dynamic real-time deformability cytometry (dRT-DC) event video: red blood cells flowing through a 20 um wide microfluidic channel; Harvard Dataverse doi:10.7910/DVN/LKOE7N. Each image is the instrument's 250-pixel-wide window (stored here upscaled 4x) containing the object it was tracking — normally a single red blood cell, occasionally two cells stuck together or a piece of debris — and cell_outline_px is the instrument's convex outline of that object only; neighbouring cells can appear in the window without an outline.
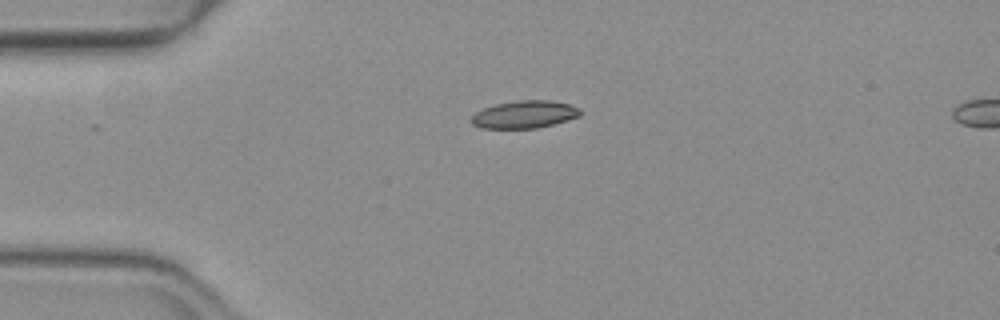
{"species": "common noctule bat (a hibernating species)", "species_latin": "Nyctalus noctula", "temperature_condition": "warm", "stored_images_in_passage": 36, "camera_frame_rate_fps": 3000, "um_per_image_px": 0.085, "animal": {"sex": "female", "body_mass_g": 19.3, "forearm_length_mm": 54.1}, "frame": {"image": 1, "passage_image": 1, "time_ms": 0.0, "image_size_px": [1000, 320], "cell_outline_px": [[580, 116], [568, 120], [536, 128], [480, 128], [472, 124], [468, 120], [476, 112], [484, 108], [496, 104], [516, 100], [552, 100], [568, 104], [580, 108]], "centroid_in_image_um": [44.56, 9.72], "position_along_channel_um": 40.4, "area_um2": 17.51}}
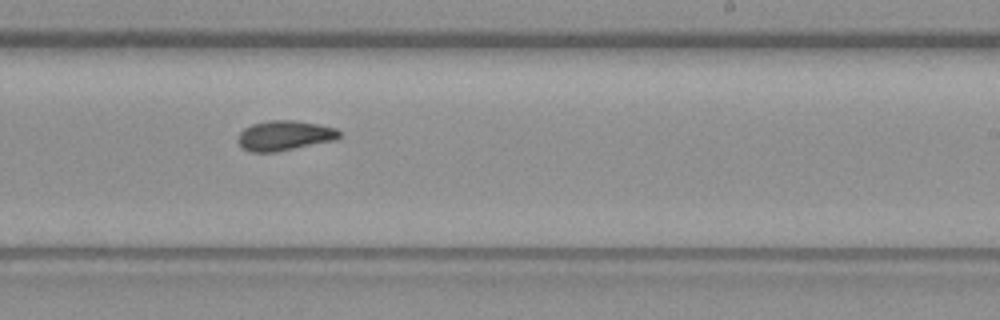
{"frame": {"image": 2, "passage_image": 20, "time_ms": 6.333, "image_size_px": [1000, 320], "cell_outline_px": [[340, 136], [336, 140], [276, 152], [252, 152], [244, 148], [236, 140], [240, 132], [244, 128], [252, 124], [268, 120], [296, 120], [320, 124], [336, 128], [340, 132]], "centroid_in_image_um": [24.2, 11.51], "position_along_channel_um": 264.8, "area_um2": 17.8}}
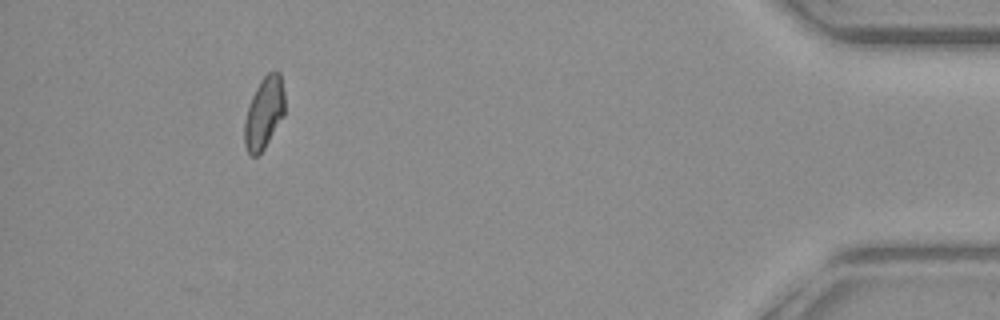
{"frame": {"image": 3, "passage_image": 36, "time_ms": 11.667, "image_size_px": [1000, 320], "cell_outline_px": [[284, 116], [264, 148], [256, 156], [252, 156], [248, 152], [244, 144], [244, 120], [252, 96], [260, 80], [272, 68], [276, 68], [280, 72], [284, 92]], "centroid_in_image_um": [22.45, 9.54], "position_along_channel_um": 412.7, "area_um2": 16.99}, "authors_computed_cell_mechanics": {"area_um2": 17.5134, "velocity_mm_per_s": 3.9974, "shape_relaxation_time_tau1_ms": null, "shape_relaxation_time_tau2_ms": 3.4509, "deformation_change_tau1": null, "deformation_change_tau2": 0.0928}}